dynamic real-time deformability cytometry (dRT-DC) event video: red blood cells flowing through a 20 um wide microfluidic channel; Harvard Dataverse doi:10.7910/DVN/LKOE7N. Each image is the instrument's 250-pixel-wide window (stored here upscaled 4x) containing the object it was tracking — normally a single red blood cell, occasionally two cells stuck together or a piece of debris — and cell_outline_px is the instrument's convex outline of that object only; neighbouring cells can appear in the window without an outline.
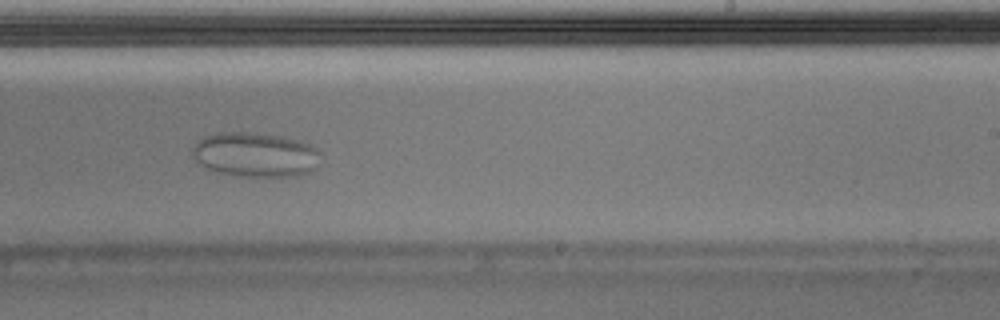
{"species": "Egyptian fruit bat (a non-hibernating species)", "species_latin": "Rousettus aegyptiacus", "temperature_condition": "warm", "stored_images_in_passage": 38, "camera_frame_rate_fps": 3000, "um_per_image_px": 0.085, "animal": {"sex": "male"}, "frame": {"image": 1, "passage_image": 22, "time_ms": 7.0, "image_size_px": [1000, 320], "cell_outline_px": [[320, 152], [316, 168], [308, 172], [296, 176], [236, 176], [216, 172], [200, 164], [192, 156], [192, 148], [204, 136], [220, 132], [244, 132], [284, 136], [300, 140], [316, 148]], "centroid_in_image_um": [21.7, 13.14], "position_along_channel_um": 267.3, "area_um2": 33.29}}